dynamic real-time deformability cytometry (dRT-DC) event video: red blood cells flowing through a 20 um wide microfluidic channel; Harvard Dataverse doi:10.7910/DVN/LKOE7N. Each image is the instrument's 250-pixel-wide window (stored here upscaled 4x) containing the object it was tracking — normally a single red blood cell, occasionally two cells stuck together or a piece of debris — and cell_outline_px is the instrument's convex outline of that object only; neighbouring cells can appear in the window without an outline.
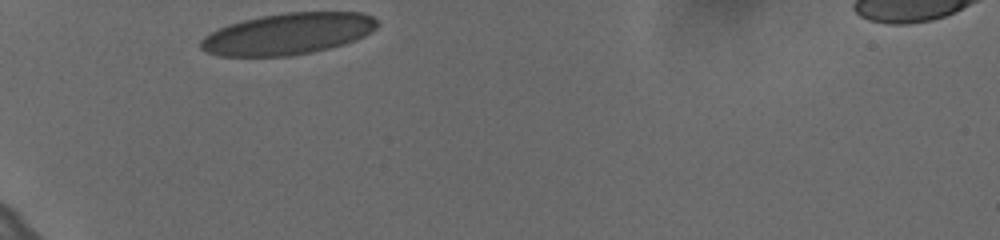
{"species": "human", "species_latin": "Homo sapiens", "temperature_condition": "cold", "stored_images_in_passage": 30, "camera_frame_rate_fps": 3000, "um_per_image_px": 0.085, "donor": {"sex": "female"}, "frame": {"image": 1, "passage_image": 1, "time_ms": 0.0, "image_size_px": [1000, 240], "cell_outline_px": [[380, 24], [372, 32], [356, 40], [344, 44], [312, 52], [288, 56], [220, 56], [208, 52], [200, 48], [200, 40], [204, 36], [220, 28], [244, 20], [260, 16], [284, 12], [364, 12], [372, 16]], "centroid_in_image_um": [24.52, 2.87], "position_along_channel_um": 60.5, "area_um2": 42.6}}
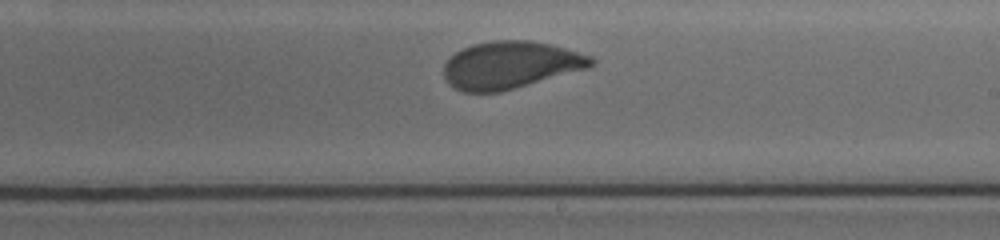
{"frame": {"image": 2, "passage_image": 18, "time_ms": 5.667, "image_size_px": [1000, 240], "cell_outline_px": [[596, 64], [588, 68], [500, 92], [464, 92], [456, 88], [444, 76], [444, 64], [456, 52], [472, 44], [496, 40], [528, 40], [552, 44], [592, 56], [596, 60]], "centroid_in_image_um": [43.43, 5.51], "position_along_channel_um": 245.6, "area_um2": 40.4}}
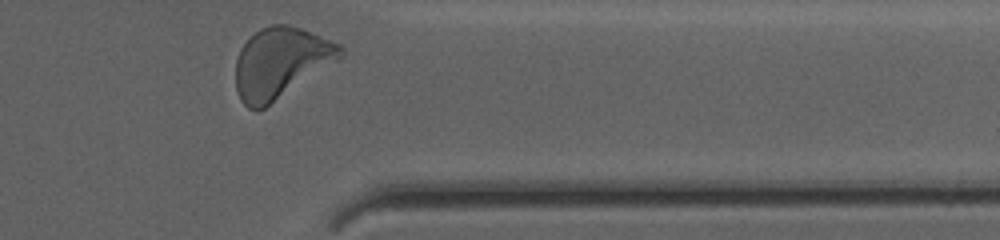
{"frame": {"image": 3, "passage_image": 30, "time_ms": 9.667, "image_size_px": [1000, 240], "cell_outline_px": [[344, 52], [336, 60], [264, 108], [248, 108], [240, 100], [236, 88], [236, 60], [240, 48], [260, 28], [272, 24], [288, 24], [300, 28], [340, 44], [344, 48]], "centroid_in_image_um": [23.82, 5.31], "position_along_channel_um": 387.6, "area_um2": 42.08}, "authors_computed_cell_mechanics": {"area_um2": 41.2114, "velocity_mm_per_s": 3.6075, "shape_relaxation_time_tau1_ms": 3.1943, "shape_relaxation_time_tau2_ms": null, "deformation_change_tau1": 0.1285, "deformation_change_tau2": null}}